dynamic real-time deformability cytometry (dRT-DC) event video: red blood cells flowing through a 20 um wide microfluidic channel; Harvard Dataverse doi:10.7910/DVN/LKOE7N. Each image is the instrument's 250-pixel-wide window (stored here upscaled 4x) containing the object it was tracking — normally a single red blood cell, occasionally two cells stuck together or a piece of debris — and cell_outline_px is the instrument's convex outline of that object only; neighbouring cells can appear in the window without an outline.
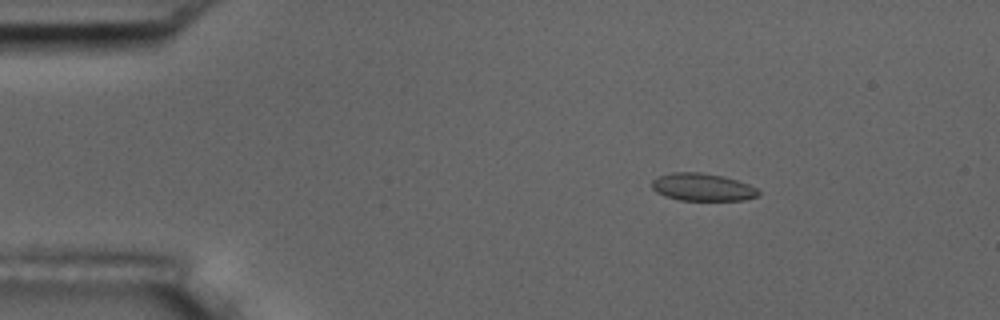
{"species": "common noctule bat (a hibernating species)", "species_latin": "Nyctalus noctula", "temperature_condition": "room temperature", "stored_images_in_passage": 5, "camera_frame_rate_fps": 3000, "um_per_image_px": 0.085, "animal": {"sex": "male", "body_mass_g": 17.5, "forearm_length_mm": 52.3}, "frame": {"image": 1, "passage_image": 3, "time_ms": 2.333, "image_size_px": [1000, 320], "cell_outline_px": [[760, 192], [756, 196], [744, 200], [680, 200], [664, 196], [656, 192], [652, 188], [652, 180], [660, 176], [672, 172], [700, 172], [724, 176], [748, 184], [756, 188]], "centroid_in_image_um": [59.69, 15.9], "position_along_channel_um": 25.3, "area_um2": 17.05}}